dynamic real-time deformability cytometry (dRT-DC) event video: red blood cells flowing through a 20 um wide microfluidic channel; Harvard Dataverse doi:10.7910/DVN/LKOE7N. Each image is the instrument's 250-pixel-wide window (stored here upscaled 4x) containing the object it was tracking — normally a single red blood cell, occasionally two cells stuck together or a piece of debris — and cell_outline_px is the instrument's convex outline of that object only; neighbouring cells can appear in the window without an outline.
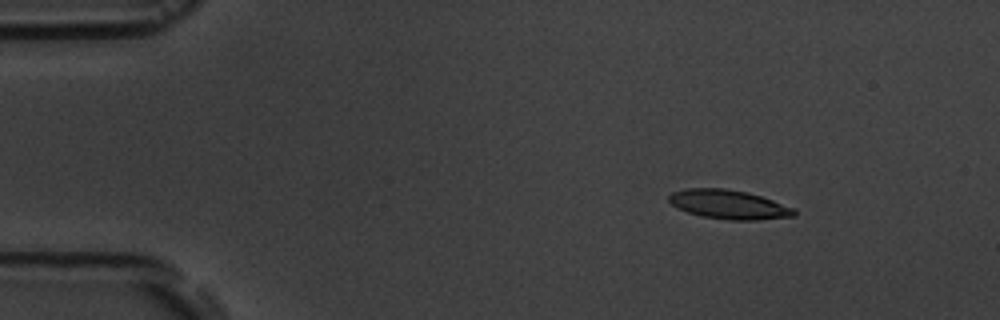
{"species": "common noctule bat (a hibernating species)", "species_latin": "Nyctalus noctula", "temperature_condition": "room temperature", "stored_images_in_passage": 7, "camera_frame_rate_fps": 3000, "um_per_image_px": 0.085, "animal": {"sex": "male", "body_mass_g": 19.5, "forearm_length_mm": 54.6}, "frame": {"image": 1, "passage_image": 3, "time_ms": 2.333, "image_size_px": [1000, 320], "cell_outline_px": [[796, 216], [756, 220], [728, 220], [700, 216], [676, 208], [668, 200], [668, 196], [672, 192], [688, 188], [724, 188], [748, 192], [796, 208]], "centroid_in_image_um": [61.95, 17.38], "position_along_channel_um": 23.1, "area_um2": 21.39}}
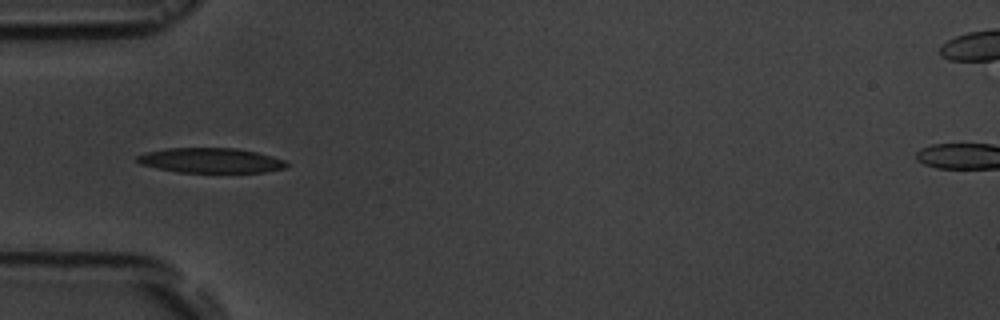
{"frame": {"image": 2, "passage_image": 6, "time_ms": 5.667, "image_size_px": [1000, 320], "cell_outline_px": [[288, 164], [284, 168], [264, 172], [176, 172], [140, 164], [136, 160], [136, 156], [144, 152], [168, 148], [236, 148], [256, 152], [272, 156], [284, 160]], "centroid_in_image_um": [17.87, 13.63], "position_along_channel_um": 67.1, "area_um2": 21.62}}
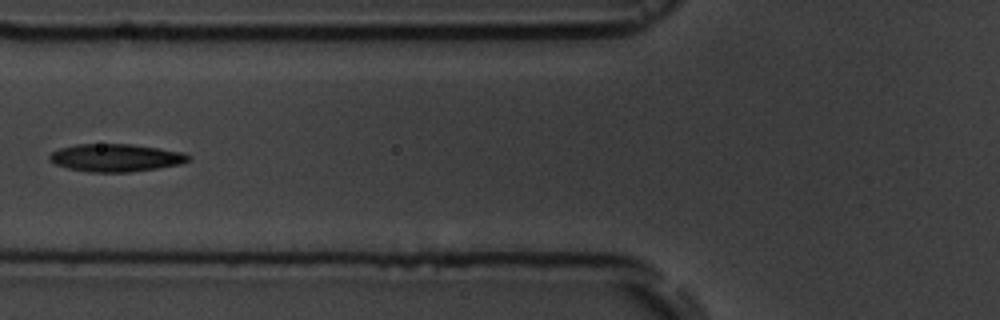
{"frame": {"image": 3, "passage_image": 7, "time_ms": 7.0, "image_size_px": [1000, 320], "cell_outline_px": [[192, 160], [180, 164], [156, 168], [128, 172], [88, 172], [68, 168], [56, 164], [48, 156], [52, 152], [60, 148], [76, 144], [132, 144], [160, 148], [184, 152], [192, 156]], "centroid_in_image_um": [9.89, 13.4], "position_along_channel_um": 115.9, "area_um2": 22.43}}